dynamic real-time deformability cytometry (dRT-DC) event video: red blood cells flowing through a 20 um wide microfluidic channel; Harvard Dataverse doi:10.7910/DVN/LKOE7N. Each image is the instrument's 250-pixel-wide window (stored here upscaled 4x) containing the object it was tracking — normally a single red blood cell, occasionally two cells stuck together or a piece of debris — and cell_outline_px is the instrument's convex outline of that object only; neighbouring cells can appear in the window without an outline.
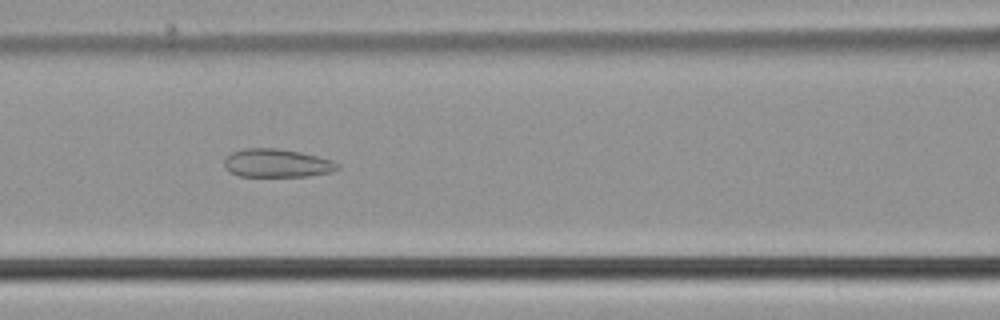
{"species": "common noctule bat (a hibernating species)", "species_latin": "Nyctalus noctula", "temperature_condition": "cold", "stored_images_in_passage": 43, "camera_frame_rate_fps": 3000, "um_per_image_px": 0.085, "animal": {"sex": "male", "body_mass_g": 21.5, "forearm_length_mm": 52.0}, "frame": {"image": 1, "passage_image": 16, "time_ms": 5.0, "image_size_px": [1000, 320], "cell_outline_px": [[340, 168], [332, 172], [308, 176], [240, 176], [228, 172], [224, 168], [224, 160], [232, 152], [244, 148], [276, 148], [300, 152], [332, 160], [340, 164]], "centroid_in_image_um": [23.53, 13.87], "position_along_channel_um": 143.1, "area_um2": 18.79}}
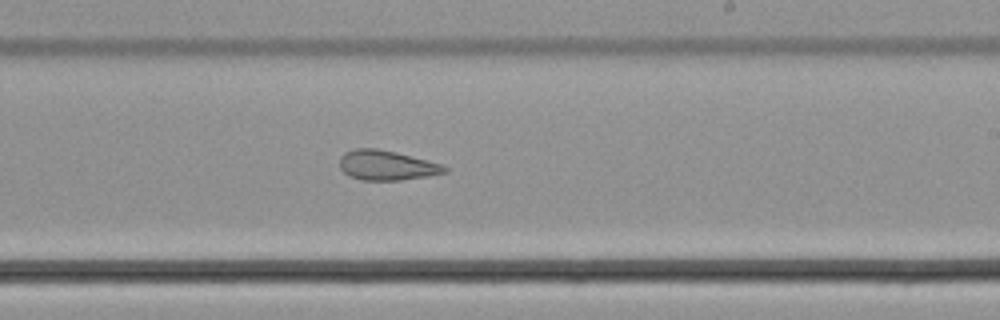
{"frame": {"image": 2, "passage_image": 25, "time_ms": 8.0, "image_size_px": [1000, 320], "cell_outline_px": [[448, 172], [428, 176], [400, 180], [360, 180], [348, 176], [340, 168], [340, 156], [344, 152], [356, 148], [376, 148], [396, 152], [440, 164], [448, 168]], "centroid_in_image_um": [32.82, 14.05], "position_along_channel_um": 256.2, "area_um2": 18.21}}
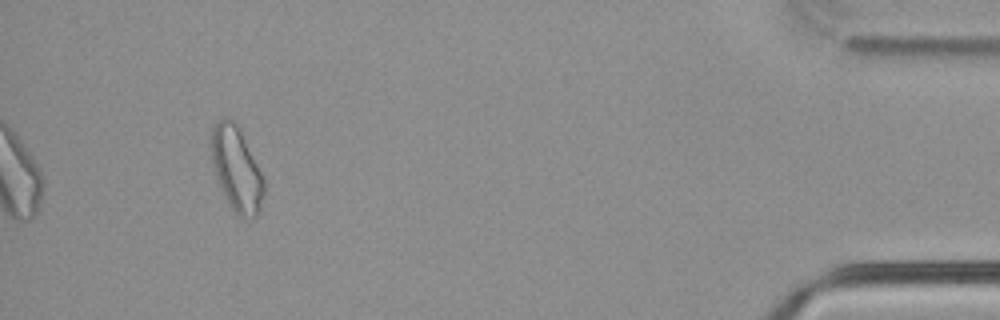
{"frame": {"image": 3, "passage_image": 43, "time_ms": 14.0, "image_size_px": [1000, 320], "cell_outline_px": [[264, 196], [260, 208], [256, 216], [240, 216], [228, 204], [224, 196], [216, 176], [212, 160], [212, 128], [216, 120], [224, 116], [236, 120], [240, 128], [264, 180]], "centroid_in_image_um": [20.1, 14.3], "position_along_channel_um": 415.1, "area_um2": 25.61}, "authors_computed_cell_mechanics": {"area_um2": 20.9236, "velocity_mm_per_s": 3.7789, "shape_relaxation_time_tau1_ms": null, "shape_relaxation_time_tau2_ms": 2.1266, "deformation_change_tau1": null, "deformation_change_tau2": 0.104}}